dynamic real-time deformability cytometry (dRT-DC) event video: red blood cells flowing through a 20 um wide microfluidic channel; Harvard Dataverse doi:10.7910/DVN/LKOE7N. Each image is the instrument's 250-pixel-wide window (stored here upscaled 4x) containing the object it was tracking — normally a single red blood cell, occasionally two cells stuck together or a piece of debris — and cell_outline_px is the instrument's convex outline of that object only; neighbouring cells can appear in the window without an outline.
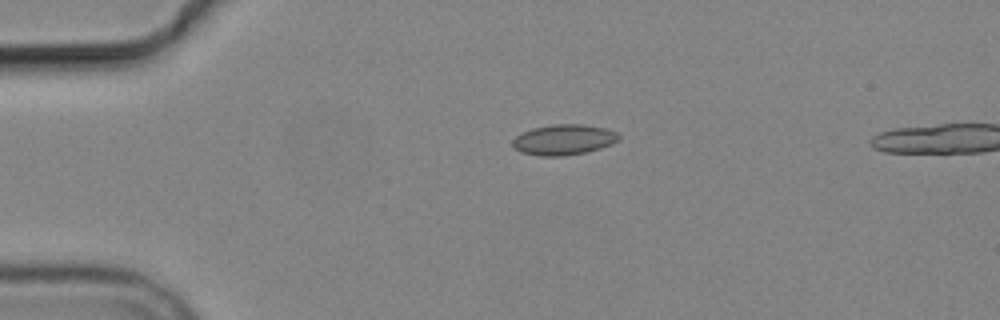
{"species": "common noctule bat (a hibernating species)", "species_latin": "Nyctalus noctula", "temperature_condition": "cold", "stored_images_in_passage": 3, "segment_of_instrument_passage": [1, 2], "camera_frame_rate_fps": 3000, "um_per_image_px": 0.085, "animal": {"sex": "male", "body_mass_g": 19.2, "forearm_length_mm": 51.8}, "frame": {"image": 1, "passage_image": 1, "time_ms": 0.0, "image_size_px": [1000, 320], "cell_outline_px": [[620, 140], [612, 144], [600, 148], [584, 152], [564, 156], [540, 156], [520, 152], [512, 144], [512, 140], [516, 136], [532, 128], [552, 124], [584, 124], [608, 128], [616, 132], [620, 136]], "centroid_in_image_um": [47.95, 11.86], "position_along_channel_um": 37.1, "area_um2": 18.96}}